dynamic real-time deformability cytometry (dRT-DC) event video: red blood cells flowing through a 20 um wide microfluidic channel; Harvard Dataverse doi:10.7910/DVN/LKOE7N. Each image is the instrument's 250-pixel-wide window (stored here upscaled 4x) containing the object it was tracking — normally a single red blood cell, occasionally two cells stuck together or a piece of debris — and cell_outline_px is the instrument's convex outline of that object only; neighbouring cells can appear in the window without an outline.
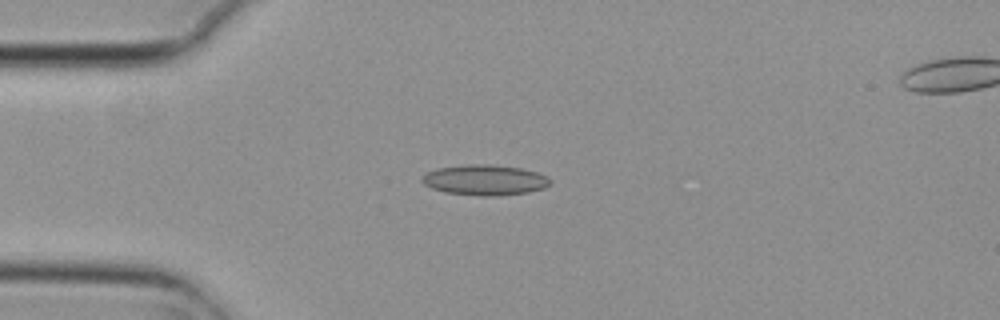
{"species": "common noctule bat (a hibernating species)", "species_latin": "Nyctalus noctula", "temperature_condition": "cold", "stored_images_in_passage": 7, "camera_frame_rate_fps": 3000, "um_per_image_px": 0.085, "animal": {"sex": "female", "body_mass_g": 29.2, "forearm_length_mm": 56.3}, "frame": {"image": 1, "passage_image": 4, "time_ms": 1.0, "image_size_px": [1000, 320], "cell_outline_px": [[552, 180], [544, 188], [528, 192], [496, 196], [484, 196], [444, 192], [432, 188], [424, 184], [420, 180], [420, 176], [428, 172], [440, 168], [468, 164], [488, 164], [520, 168], [536, 172], [548, 176]], "centroid_in_image_um": [41.2, 15.3], "position_along_channel_um": 43.8, "area_um2": 22.66}}
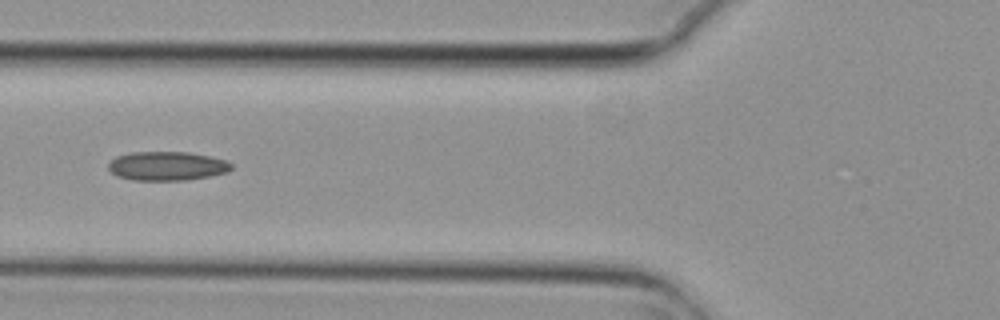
{"frame": {"image": 2, "passage_image": 6, "time_ms": 1.667, "image_size_px": [1000, 320], "cell_outline_px": [[232, 168], [228, 172], [188, 180], [132, 180], [116, 176], [108, 168], [108, 164], [116, 156], [132, 152], [188, 152], [208, 156], [224, 160], [232, 164]], "centroid_in_image_um": [14.17, 14.11], "position_along_channel_um": 111.6, "area_um2": 20.69}}
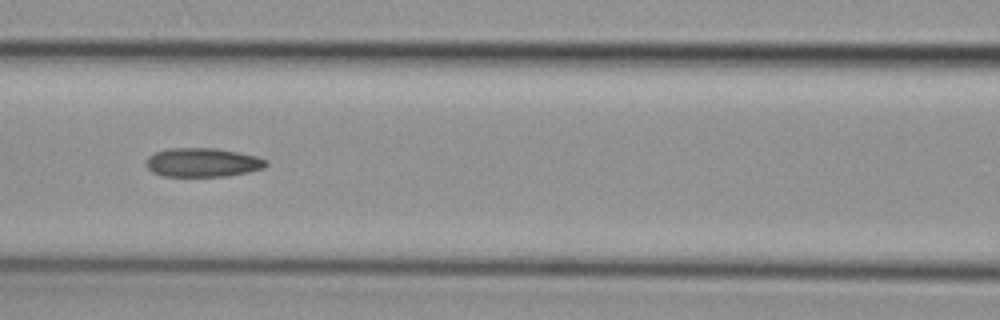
{"frame": {"image": 3, "passage_image": 7, "time_ms": 2.0, "image_size_px": [1000, 320], "cell_outline_px": [[268, 164], [264, 168], [248, 172], [228, 176], [164, 176], [152, 172], [144, 164], [144, 160], [148, 156], [156, 152], [168, 148], [216, 148], [256, 156], [268, 160]], "centroid_in_image_um": [17.2, 13.81], "position_along_channel_um": 149.4, "area_um2": 20.35}}